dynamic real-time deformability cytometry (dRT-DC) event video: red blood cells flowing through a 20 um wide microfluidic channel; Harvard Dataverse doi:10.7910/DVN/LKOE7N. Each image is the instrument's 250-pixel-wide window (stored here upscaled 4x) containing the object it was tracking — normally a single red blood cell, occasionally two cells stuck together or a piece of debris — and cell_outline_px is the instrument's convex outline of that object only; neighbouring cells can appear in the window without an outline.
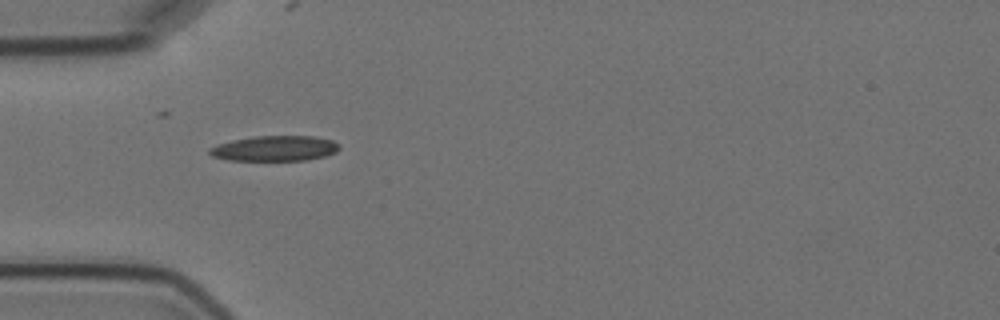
{"species": "Egyptian fruit bat (a non-hibernating species)", "species_latin": "Rousettus aegyptiacus", "temperature_condition": "cold", "stored_images_in_passage": 2, "camera_frame_rate_fps": 3000, "um_per_image_px": 0.085, "animal": {"sex": "female"}, "frame": {"image": 1, "passage_image": 1, "time_ms": 0.0, "image_size_px": [1000, 320], "cell_outline_px": [[340, 148], [336, 152], [324, 156], [308, 160], [228, 160], [212, 156], [208, 152], [208, 148], [216, 144], [232, 140], [256, 136], [312, 136], [332, 140], [340, 144]], "centroid_in_image_um": [23.35, 12.61], "position_along_channel_um": 61.7, "area_um2": 19.19}}
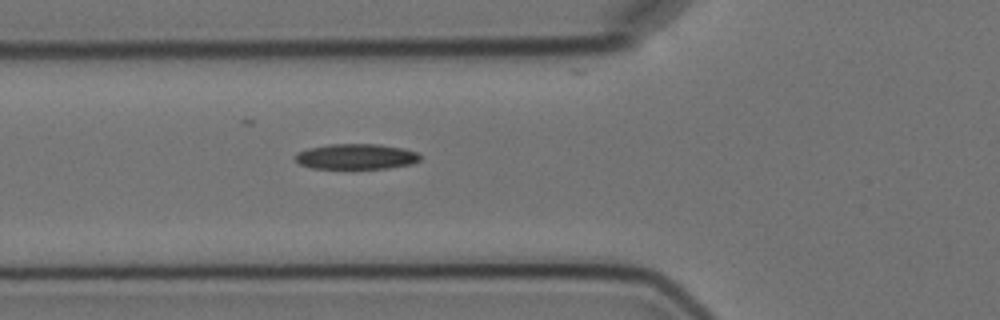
{"frame": {"image": 2, "passage_image": 2, "time_ms": 1.0, "image_size_px": [1000, 320], "cell_outline_px": [[420, 160], [412, 164], [388, 168], [312, 168], [300, 164], [292, 156], [296, 152], [308, 148], [328, 144], [380, 144], [404, 148], [416, 152], [420, 156]], "centroid_in_image_um": [30.25, 13.3], "position_along_channel_um": 95.6, "area_um2": 18.61}}